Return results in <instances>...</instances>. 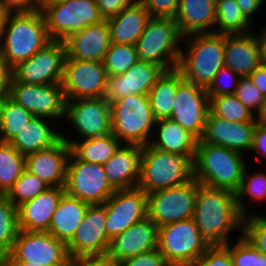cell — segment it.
Masks as SVG:
<instances>
[{"instance_id":"1","label":"cell","mask_w":266,"mask_h":266,"mask_svg":"<svg viewBox=\"0 0 266 266\" xmlns=\"http://www.w3.org/2000/svg\"><path fill=\"white\" fill-rule=\"evenodd\" d=\"M193 219L210 246L226 245L229 233L236 228L243 230L244 216L238 208L236 193L199 182Z\"/></svg>"},{"instance_id":"2","label":"cell","mask_w":266,"mask_h":266,"mask_svg":"<svg viewBox=\"0 0 266 266\" xmlns=\"http://www.w3.org/2000/svg\"><path fill=\"white\" fill-rule=\"evenodd\" d=\"M51 41L41 10L4 13L0 26V48L12 69Z\"/></svg>"},{"instance_id":"3","label":"cell","mask_w":266,"mask_h":266,"mask_svg":"<svg viewBox=\"0 0 266 266\" xmlns=\"http://www.w3.org/2000/svg\"><path fill=\"white\" fill-rule=\"evenodd\" d=\"M242 153L198 140L193 177L200 184L236 192L247 169Z\"/></svg>"},{"instance_id":"4","label":"cell","mask_w":266,"mask_h":266,"mask_svg":"<svg viewBox=\"0 0 266 266\" xmlns=\"http://www.w3.org/2000/svg\"><path fill=\"white\" fill-rule=\"evenodd\" d=\"M187 48L181 51L177 69L183 78L207 88L219 70L225 66V35L218 33L195 34L186 37Z\"/></svg>"},{"instance_id":"5","label":"cell","mask_w":266,"mask_h":266,"mask_svg":"<svg viewBox=\"0 0 266 266\" xmlns=\"http://www.w3.org/2000/svg\"><path fill=\"white\" fill-rule=\"evenodd\" d=\"M193 178V160L163 151L149 144L143 146L138 187L149 194L181 185Z\"/></svg>"},{"instance_id":"6","label":"cell","mask_w":266,"mask_h":266,"mask_svg":"<svg viewBox=\"0 0 266 266\" xmlns=\"http://www.w3.org/2000/svg\"><path fill=\"white\" fill-rule=\"evenodd\" d=\"M111 132L124 144L141 146L150 143L156 118L148 95L132 94L110 103ZM152 132V134H151Z\"/></svg>"},{"instance_id":"7","label":"cell","mask_w":266,"mask_h":266,"mask_svg":"<svg viewBox=\"0 0 266 266\" xmlns=\"http://www.w3.org/2000/svg\"><path fill=\"white\" fill-rule=\"evenodd\" d=\"M181 39L184 40L174 18L151 17L135 44L138 59L157 64L165 71L177 68Z\"/></svg>"},{"instance_id":"8","label":"cell","mask_w":266,"mask_h":266,"mask_svg":"<svg viewBox=\"0 0 266 266\" xmlns=\"http://www.w3.org/2000/svg\"><path fill=\"white\" fill-rule=\"evenodd\" d=\"M209 247L193 218L158 228L157 248L168 264L192 266Z\"/></svg>"},{"instance_id":"9","label":"cell","mask_w":266,"mask_h":266,"mask_svg":"<svg viewBox=\"0 0 266 266\" xmlns=\"http://www.w3.org/2000/svg\"><path fill=\"white\" fill-rule=\"evenodd\" d=\"M41 11L49 36L56 41H65L73 33L104 20L95 0L43 3Z\"/></svg>"},{"instance_id":"10","label":"cell","mask_w":266,"mask_h":266,"mask_svg":"<svg viewBox=\"0 0 266 266\" xmlns=\"http://www.w3.org/2000/svg\"><path fill=\"white\" fill-rule=\"evenodd\" d=\"M0 262H28L39 266H69L67 244L48 232L19 230L11 252Z\"/></svg>"},{"instance_id":"11","label":"cell","mask_w":266,"mask_h":266,"mask_svg":"<svg viewBox=\"0 0 266 266\" xmlns=\"http://www.w3.org/2000/svg\"><path fill=\"white\" fill-rule=\"evenodd\" d=\"M65 192L90 205L104 204L116 191L101 164L79 160L72 152L67 162Z\"/></svg>"},{"instance_id":"12","label":"cell","mask_w":266,"mask_h":266,"mask_svg":"<svg viewBox=\"0 0 266 266\" xmlns=\"http://www.w3.org/2000/svg\"><path fill=\"white\" fill-rule=\"evenodd\" d=\"M198 182L191 180L148 195L147 216L158 226L193 218Z\"/></svg>"},{"instance_id":"13","label":"cell","mask_w":266,"mask_h":266,"mask_svg":"<svg viewBox=\"0 0 266 266\" xmlns=\"http://www.w3.org/2000/svg\"><path fill=\"white\" fill-rule=\"evenodd\" d=\"M8 96L37 117L65 118L66 98L62 84L34 85L17 81L13 76ZM60 118V119H59Z\"/></svg>"},{"instance_id":"14","label":"cell","mask_w":266,"mask_h":266,"mask_svg":"<svg viewBox=\"0 0 266 266\" xmlns=\"http://www.w3.org/2000/svg\"><path fill=\"white\" fill-rule=\"evenodd\" d=\"M66 56L64 41L52 40L31 58L15 66L13 77L34 85L61 84Z\"/></svg>"},{"instance_id":"15","label":"cell","mask_w":266,"mask_h":266,"mask_svg":"<svg viewBox=\"0 0 266 266\" xmlns=\"http://www.w3.org/2000/svg\"><path fill=\"white\" fill-rule=\"evenodd\" d=\"M107 77L103 62L66 58L61 83L66 100L104 97Z\"/></svg>"},{"instance_id":"16","label":"cell","mask_w":266,"mask_h":266,"mask_svg":"<svg viewBox=\"0 0 266 266\" xmlns=\"http://www.w3.org/2000/svg\"><path fill=\"white\" fill-rule=\"evenodd\" d=\"M83 139L111 132V106L104 97L66 100L65 118Z\"/></svg>"},{"instance_id":"17","label":"cell","mask_w":266,"mask_h":266,"mask_svg":"<svg viewBox=\"0 0 266 266\" xmlns=\"http://www.w3.org/2000/svg\"><path fill=\"white\" fill-rule=\"evenodd\" d=\"M106 207V233L112 240L147 217L148 195L141 188L116 190L103 204Z\"/></svg>"},{"instance_id":"18","label":"cell","mask_w":266,"mask_h":266,"mask_svg":"<svg viewBox=\"0 0 266 266\" xmlns=\"http://www.w3.org/2000/svg\"><path fill=\"white\" fill-rule=\"evenodd\" d=\"M107 212L103 204L89 205L82 222L67 243L71 259L107 254L111 240L106 233Z\"/></svg>"},{"instance_id":"19","label":"cell","mask_w":266,"mask_h":266,"mask_svg":"<svg viewBox=\"0 0 266 266\" xmlns=\"http://www.w3.org/2000/svg\"><path fill=\"white\" fill-rule=\"evenodd\" d=\"M209 111V97L206 88L184 79L176 90L170 119L178 122L200 140L205 131Z\"/></svg>"},{"instance_id":"20","label":"cell","mask_w":266,"mask_h":266,"mask_svg":"<svg viewBox=\"0 0 266 266\" xmlns=\"http://www.w3.org/2000/svg\"><path fill=\"white\" fill-rule=\"evenodd\" d=\"M164 71L157 64L139 60L127 72L107 77L104 98L111 103L132 94L148 95Z\"/></svg>"},{"instance_id":"21","label":"cell","mask_w":266,"mask_h":266,"mask_svg":"<svg viewBox=\"0 0 266 266\" xmlns=\"http://www.w3.org/2000/svg\"><path fill=\"white\" fill-rule=\"evenodd\" d=\"M256 121L234 122L210 111L205 124V131L200 139L207 144L224 146L237 152L250 150L253 147Z\"/></svg>"},{"instance_id":"22","label":"cell","mask_w":266,"mask_h":266,"mask_svg":"<svg viewBox=\"0 0 266 266\" xmlns=\"http://www.w3.org/2000/svg\"><path fill=\"white\" fill-rule=\"evenodd\" d=\"M70 153V145L62 138L50 148L27 155L26 170L49 187H64Z\"/></svg>"},{"instance_id":"23","label":"cell","mask_w":266,"mask_h":266,"mask_svg":"<svg viewBox=\"0 0 266 266\" xmlns=\"http://www.w3.org/2000/svg\"><path fill=\"white\" fill-rule=\"evenodd\" d=\"M66 58L103 62L111 43L107 20L89 25L70 35L65 41Z\"/></svg>"},{"instance_id":"24","label":"cell","mask_w":266,"mask_h":266,"mask_svg":"<svg viewBox=\"0 0 266 266\" xmlns=\"http://www.w3.org/2000/svg\"><path fill=\"white\" fill-rule=\"evenodd\" d=\"M158 226L147 216L115 236L107 254L119 262L151 251L158 245Z\"/></svg>"},{"instance_id":"25","label":"cell","mask_w":266,"mask_h":266,"mask_svg":"<svg viewBox=\"0 0 266 266\" xmlns=\"http://www.w3.org/2000/svg\"><path fill=\"white\" fill-rule=\"evenodd\" d=\"M65 193V187H49L37 197L17 206L19 230L48 232L52 216Z\"/></svg>"},{"instance_id":"26","label":"cell","mask_w":266,"mask_h":266,"mask_svg":"<svg viewBox=\"0 0 266 266\" xmlns=\"http://www.w3.org/2000/svg\"><path fill=\"white\" fill-rule=\"evenodd\" d=\"M142 150L141 145L122 144L103 164L106 177L115 190L138 187Z\"/></svg>"},{"instance_id":"27","label":"cell","mask_w":266,"mask_h":266,"mask_svg":"<svg viewBox=\"0 0 266 266\" xmlns=\"http://www.w3.org/2000/svg\"><path fill=\"white\" fill-rule=\"evenodd\" d=\"M224 61L240 78L249 77L262 64L253 32L225 35Z\"/></svg>"},{"instance_id":"28","label":"cell","mask_w":266,"mask_h":266,"mask_svg":"<svg viewBox=\"0 0 266 266\" xmlns=\"http://www.w3.org/2000/svg\"><path fill=\"white\" fill-rule=\"evenodd\" d=\"M174 19L183 38L213 33L216 23V0H180Z\"/></svg>"},{"instance_id":"29","label":"cell","mask_w":266,"mask_h":266,"mask_svg":"<svg viewBox=\"0 0 266 266\" xmlns=\"http://www.w3.org/2000/svg\"><path fill=\"white\" fill-rule=\"evenodd\" d=\"M151 16L139 0H134L115 17L108 19L111 43L135 45Z\"/></svg>"},{"instance_id":"30","label":"cell","mask_w":266,"mask_h":266,"mask_svg":"<svg viewBox=\"0 0 266 266\" xmlns=\"http://www.w3.org/2000/svg\"><path fill=\"white\" fill-rule=\"evenodd\" d=\"M155 128L158 133L155 141L150 140L151 147L194 160L198 139L192 133L170 118L157 120Z\"/></svg>"},{"instance_id":"31","label":"cell","mask_w":266,"mask_h":266,"mask_svg":"<svg viewBox=\"0 0 266 266\" xmlns=\"http://www.w3.org/2000/svg\"><path fill=\"white\" fill-rule=\"evenodd\" d=\"M89 205L65 192L52 216L48 233L67 244L77 231Z\"/></svg>"},{"instance_id":"32","label":"cell","mask_w":266,"mask_h":266,"mask_svg":"<svg viewBox=\"0 0 266 266\" xmlns=\"http://www.w3.org/2000/svg\"><path fill=\"white\" fill-rule=\"evenodd\" d=\"M45 120L49 118L35 116L9 143L24 156L52 147L62 139V134Z\"/></svg>"},{"instance_id":"33","label":"cell","mask_w":266,"mask_h":266,"mask_svg":"<svg viewBox=\"0 0 266 266\" xmlns=\"http://www.w3.org/2000/svg\"><path fill=\"white\" fill-rule=\"evenodd\" d=\"M62 138L70 145L71 152L82 161L103 165L120 148L122 142L110 133L101 137L80 140H71L62 134Z\"/></svg>"},{"instance_id":"34","label":"cell","mask_w":266,"mask_h":266,"mask_svg":"<svg viewBox=\"0 0 266 266\" xmlns=\"http://www.w3.org/2000/svg\"><path fill=\"white\" fill-rule=\"evenodd\" d=\"M184 80L177 69L166 70L151 88L148 97L156 120L168 119L173 113L178 85Z\"/></svg>"},{"instance_id":"35","label":"cell","mask_w":266,"mask_h":266,"mask_svg":"<svg viewBox=\"0 0 266 266\" xmlns=\"http://www.w3.org/2000/svg\"><path fill=\"white\" fill-rule=\"evenodd\" d=\"M35 115L8 95L0 99V141H12L30 122Z\"/></svg>"},{"instance_id":"36","label":"cell","mask_w":266,"mask_h":266,"mask_svg":"<svg viewBox=\"0 0 266 266\" xmlns=\"http://www.w3.org/2000/svg\"><path fill=\"white\" fill-rule=\"evenodd\" d=\"M214 32L224 35L250 33L252 24L245 18L236 0H216Z\"/></svg>"},{"instance_id":"37","label":"cell","mask_w":266,"mask_h":266,"mask_svg":"<svg viewBox=\"0 0 266 266\" xmlns=\"http://www.w3.org/2000/svg\"><path fill=\"white\" fill-rule=\"evenodd\" d=\"M26 169V156L0 141V194H6Z\"/></svg>"},{"instance_id":"38","label":"cell","mask_w":266,"mask_h":266,"mask_svg":"<svg viewBox=\"0 0 266 266\" xmlns=\"http://www.w3.org/2000/svg\"><path fill=\"white\" fill-rule=\"evenodd\" d=\"M18 232L17 207L0 194V261L11 252Z\"/></svg>"},{"instance_id":"39","label":"cell","mask_w":266,"mask_h":266,"mask_svg":"<svg viewBox=\"0 0 266 266\" xmlns=\"http://www.w3.org/2000/svg\"><path fill=\"white\" fill-rule=\"evenodd\" d=\"M209 109L214 116L229 121H255V115L243 105L235 94L209 97Z\"/></svg>"},{"instance_id":"40","label":"cell","mask_w":266,"mask_h":266,"mask_svg":"<svg viewBox=\"0 0 266 266\" xmlns=\"http://www.w3.org/2000/svg\"><path fill=\"white\" fill-rule=\"evenodd\" d=\"M138 59L135 45L112 43L106 52L103 65L107 75H119L127 72Z\"/></svg>"},{"instance_id":"41","label":"cell","mask_w":266,"mask_h":266,"mask_svg":"<svg viewBox=\"0 0 266 266\" xmlns=\"http://www.w3.org/2000/svg\"><path fill=\"white\" fill-rule=\"evenodd\" d=\"M48 188L49 186L42 179L25 169L5 195L17 207L23 202L37 197Z\"/></svg>"},{"instance_id":"42","label":"cell","mask_w":266,"mask_h":266,"mask_svg":"<svg viewBox=\"0 0 266 266\" xmlns=\"http://www.w3.org/2000/svg\"><path fill=\"white\" fill-rule=\"evenodd\" d=\"M247 172L245 170L240 187L235 192L238 208L244 217L248 216V207L244 204L245 201H242L245 196L248 197L249 195L253 202L256 200L260 202L262 199L263 201L266 199V174L262 172L247 174Z\"/></svg>"},{"instance_id":"43","label":"cell","mask_w":266,"mask_h":266,"mask_svg":"<svg viewBox=\"0 0 266 266\" xmlns=\"http://www.w3.org/2000/svg\"><path fill=\"white\" fill-rule=\"evenodd\" d=\"M236 244L230 243L233 266H266V255L257 250L240 232ZM233 246V247H232Z\"/></svg>"},{"instance_id":"44","label":"cell","mask_w":266,"mask_h":266,"mask_svg":"<svg viewBox=\"0 0 266 266\" xmlns=\"http://www.w3.org/2000/svg\"><path fill=\"white\" fill-rule=\"evenodd\" d=\"M242 232L257 250L266 255V216L252 214L244 217Z\"/></svg>"},{"instance_id":"45","label":"cell","mask_w":266,"mask_h":266,"mask_svg":"<svg viewBox=\"0 0 266 266\" xmlns=\"http://www.w3.org/2000/svg\"><path fill=\"white\" fill-rule=\"evenodd\" d=\"M228 78L230 82L227 81ZM239 79L240 77L238 74L235 73L230 67L223 66L206 88L208 97L235 94ZM225 81H227V83Z\"/></svg>"},{"instance_id":"46","label":"cell","mask_w":266,"mask_h":266,"mask_svg":"<svg viewBox=\"0 0 266 266\" xmlns=\"http://www.w3.org/2000/svg\"><path fill=\"white\" fill-rule=\"evenodd\" d=\"M235 95L254 114L259 110L265 99L249 77L239 79Z\"/></svg>"},{"instance_id":"47","label":"cell","mask_w":266,"mask_h":266,"mask_svg":"<svg viewBox=\"0 0 266 266\" xmlns=\"http://www.w3.org/2000/svg\"><path fill=\"white\" fill-rule=\"evenodd\" d=\"M192 266H233L230 242L226 245L210 246Z\"/></svg>"},{"instance_id":"48","label":"cell","mask_w":266,"mask_h":266,"mask_svg":"<svg viewBox=\"0 0 266 266\" xmlns=\"http://www.w3.org/2000/svg\"><path fill=\"white\" fill-rule=\"evenodd\" d=\"M151 17L175 18L180 0H139Z\"/></svg>"},{"instance_id":"49","label":"cell","mask_w":266,"mask_h":266,"mask_svg":"<svg viewBox=\"0 0 266 266\" xmlns=\"http://www.w3.org/2000/svg\"><path fill=\"white\" fill-rule=\"evenodd\" d=\"M121 266H167L164 256L155 248L120 262Z\"/></svg>"},{"instance_id":"50","label":"cell","mask_w":266,"mask_h":266,"mask_svg":"<svg viewBox=\"0 0 266 266\" xmlns=\"http://www.w3.org/2000/svg\"><path fill=\"white\" fill-rule=\"evenodd\" d=\"M3 11L35 12L41 10L43 0H0Z\"/></svg>"},{"instance_id":"51","label":"cell","mask_w":266,"mask_h":266,"mask_svg":"<svg viewBox=\"0 0 266 266\" xmlns=\"http://www.w3.org/2000/svg\"><path fill=\"white\" fill-rule=\"evenodd\" d=\"M71 266H121V263L110 257L108 254L104 255H87L71 259Z\"/></svg>"},{"instance_id":"52","label":"cell","mask_w":266,"mask_h":266,"mask_svg":"<svg viewBox=\"0 0 266 266\" xmlns=\"http://www.w3.org/2000/svg\"><path fill=\"white\" fill-rule=\"evenodd\" d=\"M134 0H95L99 7L100 14L104 20H108L119 14L128 7Z\"/></svg>"},{"instance_id":"53","label":"cell","mask_w":266,"mask_h":266,"mask_svg":"<svg viewBox=\"0 0 266 266\" xmlns=\"http://www.w3.org/2000/svg\"><path fill=\"white\" fill-rule=\"evenodd\" d=\"M13 70L2 55L0 48V99L9 94Z\"/></svg>"},{"instance_id":"54","label":"cell","mask_w":266,"mask_h":266,"mask_svg":"<svg viewBox=\"0 0 266 266\" xmlns=\"http://www.w3.org/2000/svg\"><path fill=\"white\" fill-rule=\"evenodd\" d=\"M252 150L266 158V126L256 125Z\"/></svg>"},{"instance_id":"55","label":"cell","mask_w":266,"mask_h":266,"mask_svg":"<svg viewBox=\"0 0 266 266\" xmlns=\"http://www.w3.org/2000/svg\"><path fill=\"white\" fill-rule=\"evenodd\" d=\"M242 14L252 24L253 14L260 8L264 0H236Z\"/></svg>"},{"instance_id":"56","label":"cell","mask_w":266,"mask_h":266,"mask_svg":"<svg viewBox=\"0 0 266 266\" xmlns=\"http://www.w3.org/2000/svg\"><path fill=\"white\" fill-rule=\"evenodd\" d=\"M252 83L266 97V64H261L250 76Z\"/></svg>"},{"instance_id":"57","label":"cell","mask_w":266,"mask_h":266,"mask_svg":"<svg viewBox=\"0 0 266 266\" xmlns=\"http://www.w3.org/2000/svg\"><path fill=\"white\" fill-rule=\"evenodd\" d=\"M253 35L257 41L262 63L266 64V26L259 33Z\"/></svg>"},{"instance_id":"58","label":"cell","mask_w":266,"mask_h":266,"mask_svg":"<svg viewBox=\"0 0 266 266\" xmlns=\"http://www.w3.org/2000/svg\"><path fill=\"white\" fill-rule=\"evenodd\" d=\"M254 115H256L255 121H256L257 125L266 126V97H265L264 101L262 102L257 113H255Z\"/></svg>"},{"instance_id":"59","label":"cell","mask_w":266,"mask_h":266,"mask_svg":"<svg viewBox=\"0 0 266 266\" xmlns=\"http://www.w3.org/2000/svg\"><path fill=\"white\" fill-rule=\"evenodd\" d=\"M3 266H39L28 262H0Z\"/></svg>"},{"instance_id":"60","label":"cell","mask_w":266,"mask_h":266,"mask_svg":"<svg viewBox=\"0 0 266 266\" xmlns=\"http://www.w3.org/2000/svg\"><path fill=\"white\" fill-rule=\"evenodd\" d=\"M69 0H43V3H59V2H65Z\"/></svg>"},{"instance_id":"61","label":"cell","mask_w":266,"mask_h":266,"mask_svg":"<svg viewBox=\"0 0 266 266\" xmlns=\"http://www.w3.org/2000/svg\"><path fill=\"white\" fill-rule=\"evenodd\" d=\"M4 13L5 12L3 11L2 7H1V3H0V26L2 24V20H3Z\"/></svg>"}]
</instances>
